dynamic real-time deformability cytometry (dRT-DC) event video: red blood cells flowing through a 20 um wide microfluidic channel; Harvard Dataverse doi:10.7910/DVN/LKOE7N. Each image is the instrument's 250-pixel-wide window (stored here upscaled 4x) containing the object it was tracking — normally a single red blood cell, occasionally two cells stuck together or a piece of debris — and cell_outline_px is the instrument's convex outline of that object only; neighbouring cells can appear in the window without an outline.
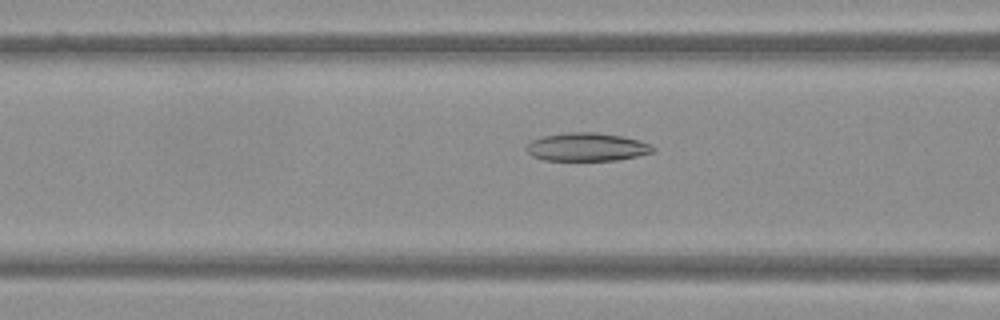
{"species": "Egyptian fruit bat (a non-hibernating species)", "species_latin": "Rousettus aegyptiacus", "temperature_condition": "warm", "stored_images_in_passage": 50, "camera_frame_rate_fps": 3000, "um_per_image_px": 0.085, "frame": {"image": 1, "passage_image": 20, "time_ms": 6.333, "image_size_px": [1000, 320], "cell_outline_px": [[656, 148], [652, 152], [636, 156], [616, 160], [544, 160], [532, 156], [524, 148], [532, 140], [544, 136], [568, 132], [596, 132], [620, 136], [640, 140]], "centroid_in_image_um": [49.86, 12.49], "position_along_channel_um": 116.7, "area_um2": 20.63}}
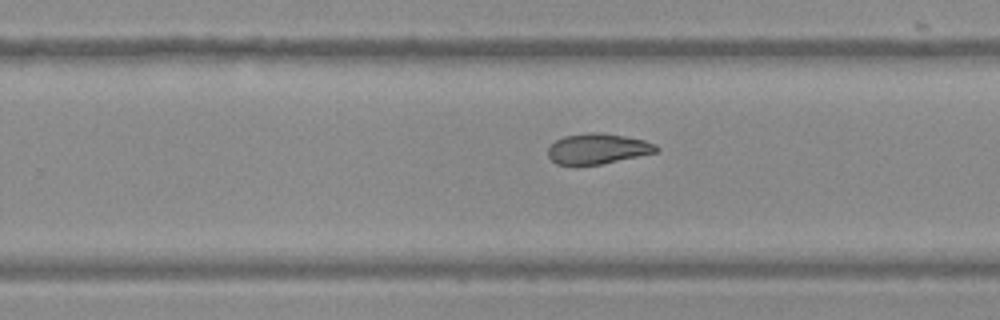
{"frame": {"image": 2, "passage_image": 32, "time_ms": 10.333, "image_size_px": [1000, 320], "cell_outline_px": [[660, 148], [656, 152], [600, 164], [576, 168], [556, 164], [548, 156], [548, 148], [556, 140], [564, 136], [592, 132], [600, 132], [624, 136], [644, 140], [656, 144]], "centroid_in_image_um": [50.75, 12.67], "position_along_channel_um": 279.1, "area_um2": 19.54}}
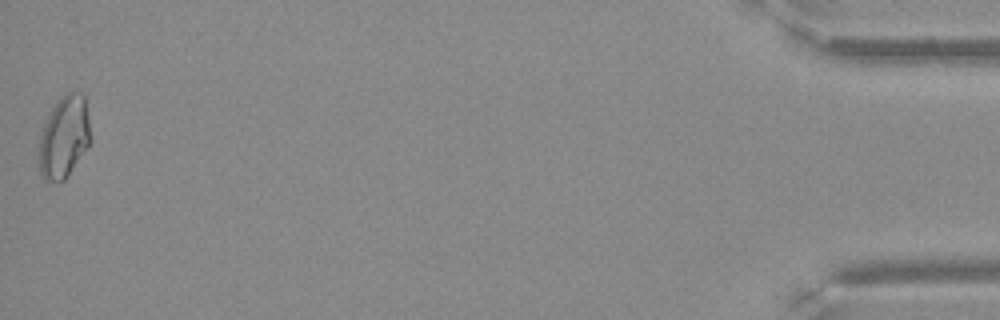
{"frame": {"image": 3, "passage_image": 50, "time_ms": 16.333, "image_size_px": [1000, 320], "cell_outline_px": [[92, 140], [88, 148], [64, 180], [44, 180], [40, 176], [36, 156], [40, 136], [44, 124], [52, 108], [60, 96], [68, 92], [84, 92], [92, 136]], "centroid_in_image_um": [5.44, 11.64], "position_along_channel_um": 429.8, "area_um2": 25.32}}